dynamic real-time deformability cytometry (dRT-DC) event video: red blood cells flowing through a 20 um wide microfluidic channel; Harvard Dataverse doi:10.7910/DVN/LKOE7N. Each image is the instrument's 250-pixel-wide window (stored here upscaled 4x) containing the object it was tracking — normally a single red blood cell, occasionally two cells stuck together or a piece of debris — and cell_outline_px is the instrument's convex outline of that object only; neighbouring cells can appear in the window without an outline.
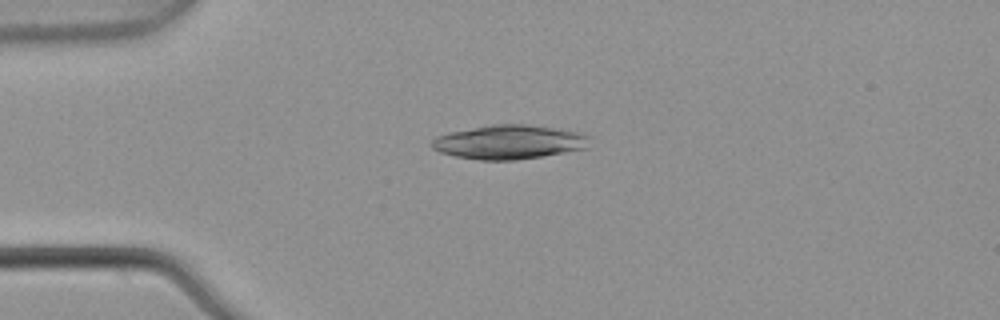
{"species": "common noctule bat (a hibernating species)", "species_latin": "Nyctalus noctula", "temperature_condition": "warm", "stored_images_in_passage": 3, "camera_frame_rate_fps": 3000, "um_per_image_px": 0.085, "animal": {"sex": "male", "body_mass_g": 21.5, "forearm_length_mm": 52.0}, "frame": {"image": 1, "passage_image": 2, "time_ms": 0.333, "image_size_px": [1000, 320], "cell_outline_px": [[592, 136], [588, 148], [516, 160], [480, 160], [456, 156], [440, 152], [432, 148], [432, 140], [436, 136], [448, 132], [492, 124], [524, 124], [580, 132]], "centroid_in_image_um": [43.29, 12.07], "position_along_channel_um": 41.7, "area_um2": 31.33}}